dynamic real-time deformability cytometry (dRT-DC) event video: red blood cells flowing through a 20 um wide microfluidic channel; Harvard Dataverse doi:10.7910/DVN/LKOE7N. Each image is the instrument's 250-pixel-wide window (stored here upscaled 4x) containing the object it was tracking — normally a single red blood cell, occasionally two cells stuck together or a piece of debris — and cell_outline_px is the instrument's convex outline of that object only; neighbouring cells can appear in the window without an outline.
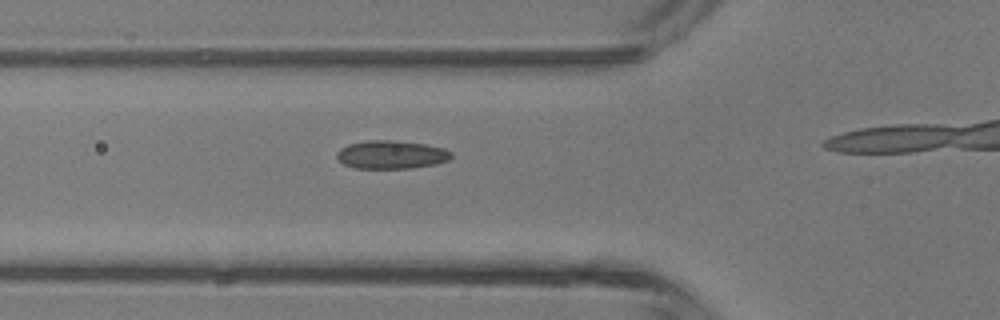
{"species": "common noctule bat (a hibernating species)", "species_latin": "Nyctalus noctula", "temperature_condition": "room temperature", "stored_images_in_passage": 11, "camera_frame_rate_fps": 3000, "um_per_image_px": 0.085, "animal": {"sex": "male", "body_mass_g": 13.3}, "frame": {"image": 1, "passage_image": 7, "time_ms": 2.0, "image_size_px": [1000, 320], "cell_outline_px": [[452, 156], [448, 160], [436, 164], [412, 168], [356, 168], [344, 164], [336, 156], [336, 152], [340, 148], [348, 144], [368, 140], [396, 140], [428, 144], [444, 148], [452, 152]], "centroid_in_image_um": [33.28, 13.13], "position_along_channel_um": 92.5, "area_um2": 19.02}}
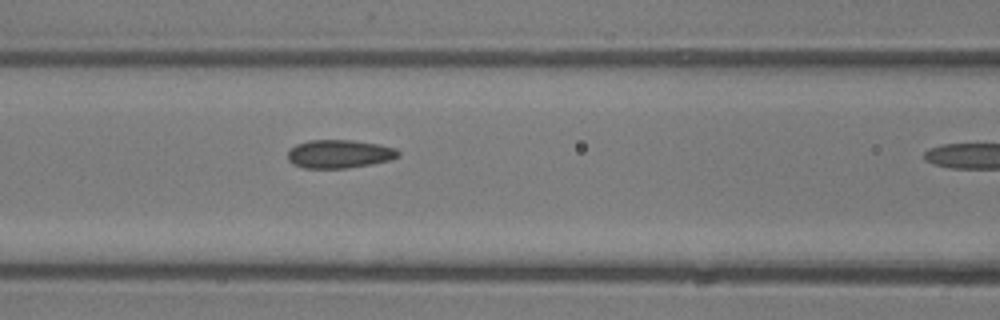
{"frame": {"image": 2, "passage_image": 10, "time_ms": 3.0, "image_size_px": [1000, 320], "cell_outline_px": [[400, 156], [388, 160], [372, 164], [348, 168], [304, 168], [292, 164], [288, 160], [288, 152], [296, 144], [308, 140], [352, 140], [376, 144], [396, 148], [400, 152]], "centroid_in_image_um": [28.83, 13.09], "position_along_channel_um": 137.8, "area_um2": 18.26}}